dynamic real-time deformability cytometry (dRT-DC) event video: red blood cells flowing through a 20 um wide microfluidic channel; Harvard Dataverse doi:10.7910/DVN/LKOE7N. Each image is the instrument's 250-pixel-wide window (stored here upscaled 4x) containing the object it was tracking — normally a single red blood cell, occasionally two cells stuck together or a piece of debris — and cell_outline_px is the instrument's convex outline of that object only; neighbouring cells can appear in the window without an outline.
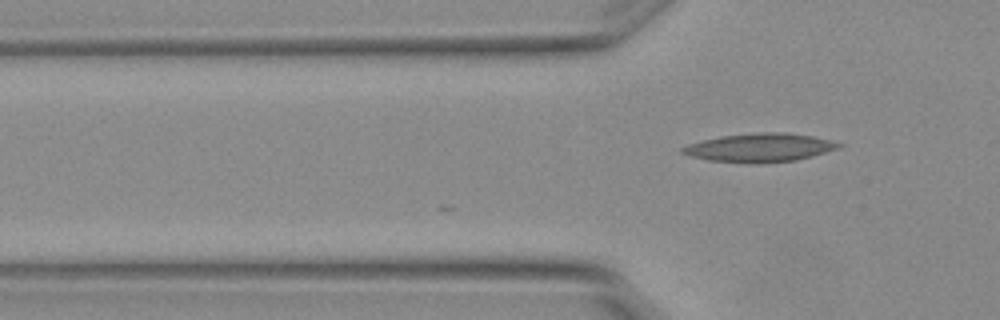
{"species": "Egyptian fruit bat (a non-hibernating species)", "species_latin": "Rousettus aegyptiacus", "temperature_condition": "warm", "stored_images_in_passage": 5, "camera_frame_rate_fps": 3000, "um_per_image_px": 0.085, "animal": {"sex": "female"}, "frame": {"image": 1, "passage_image": 3, "time_ms": 0.667, "image_size_px": [1000, 320], "cell_outline_px": [[844, 144], [840, 148], [796, 160], [760, 164], [748, 164], [708, 160], [692, 156], [680, 152], [680, 148], [688, 144], [720, 136], [756, 132], [784, 132], [812, 136]], "centroid_in_image_um": [64.56, 12.56], "position_along_channel_um": 61.2, "area_um2": 26.13}}
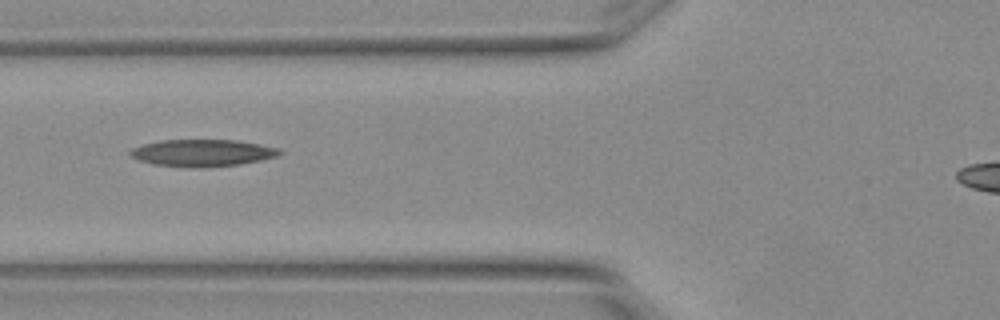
{"frame": {"image": 2, "passage_image": 4, "time_ms": 1.0, "image_size_px": [1000, 320], "cell_outline_px": [[284, 152], [276, 156], [260, 160], [236, 164], [152, 164], [140, 160], [132, 156], [128, 152], [132, 148], [144, 144], [160, 140], [236, 140], [260, 144], [280, 148]], "centroid_in_image_um": [17.24, 12.93], "position_along_channel_um": 108.6, "area_um2": 22.08}}
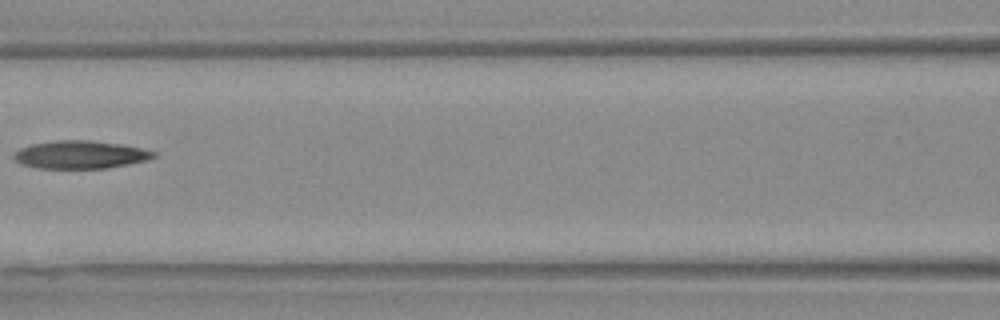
{"frame": {"image": 3, "passage_image": 5, "time_ms": 1.333, "image_size_px": [1000, 320], "cell_outline_px": [[156, 156], [148, 160], [108, 168], [36, 168], [20, 164], [12, 156], [20, 148], [32, 144], [52, 140], [88, 140], [124, 144], [156, 152]], "centroid_in_image_um": [6.82, 13.14], "position_along_channel_um": 159.8, "area_um2": 22.83}}